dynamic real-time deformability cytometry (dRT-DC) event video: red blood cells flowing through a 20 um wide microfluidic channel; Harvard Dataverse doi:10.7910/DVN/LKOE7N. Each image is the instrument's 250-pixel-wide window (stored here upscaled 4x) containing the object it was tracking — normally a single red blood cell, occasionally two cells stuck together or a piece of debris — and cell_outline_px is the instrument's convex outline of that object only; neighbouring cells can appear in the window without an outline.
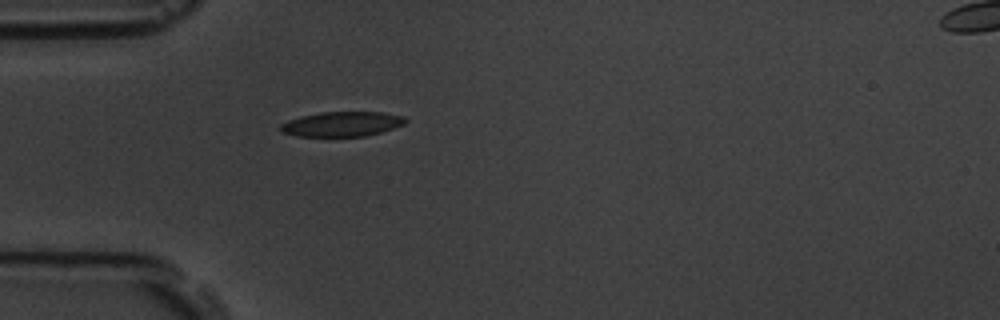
{"species": "common noctule bat (a hibernating species)", "species_latin": "Nyctalus noctula", "temperature_condition": "room temperature", "stored_images_in_passage": 1, "camera_frame_rate_fps": 3000, "um_per_image_px": 0.085, "animal": {"sex": "male", "body_mass_g": 19.5, "forearm_length_mm": 54.6}, "frame": {"image": 1, "passage_image": 1, "time_ms": 0.0, "image_size_px": [1000, 320], "cell_outline_px": [[408, 120], [404, 124], [380, 132], [364, 136], [296, 136], [280, 132], [280, 124], [288, 120], [320, 112], [380, 112], [404, 116]], "centroid_in_image_um": [29.05, 10.54], "position_along_channel_um": 56.0, "area_um2": 17.92}}